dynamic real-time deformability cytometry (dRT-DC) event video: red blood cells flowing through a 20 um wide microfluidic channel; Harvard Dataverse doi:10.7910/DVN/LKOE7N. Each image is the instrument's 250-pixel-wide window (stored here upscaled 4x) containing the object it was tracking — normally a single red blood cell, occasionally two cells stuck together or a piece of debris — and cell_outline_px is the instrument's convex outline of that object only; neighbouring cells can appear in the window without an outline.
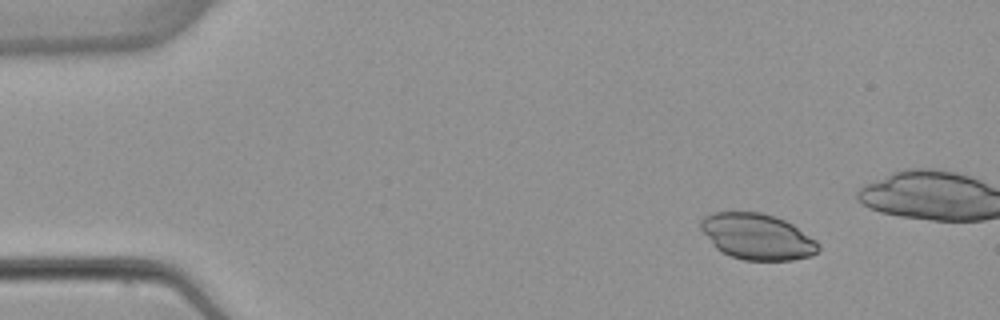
{"species": "common noctule bat (a hibernating species)", "species_latin": "Nyctalus noctula", "temperature_condition": "warm", "stored_images_in_passage": 4, "camera_frame_rate_fps": 3000, "um_per_image_px": 0.085, "animal": {"sex": "female", "body_mass_g": 22.7, "forearm_length_mm": 54.2}, "frame": {"image": 1, "passage_image": 1, "time_ms": 0.0, "image_size_px": [1000, 320], "cell_outline_px": [[820, 248], [812, 256], [792, 260], [744, 260], [720, 252], [712, 244], [700, 228], [700, 220], [704, 216], [712, 212], [760, 212], [784, 220], [792, 224], [816, 240], [820, 244]], "centroid_in_image_um": [64.35, 20.11], "position_along_channel_um": 20.6, "area_um2": 31.5}}